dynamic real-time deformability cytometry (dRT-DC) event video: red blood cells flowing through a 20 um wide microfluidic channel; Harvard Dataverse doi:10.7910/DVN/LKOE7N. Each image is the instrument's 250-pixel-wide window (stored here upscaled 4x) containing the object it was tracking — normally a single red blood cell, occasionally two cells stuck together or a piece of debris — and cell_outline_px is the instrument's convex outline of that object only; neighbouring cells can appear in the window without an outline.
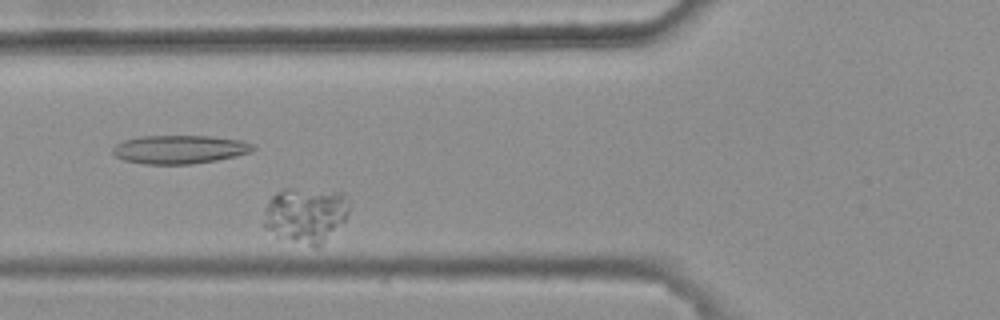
{"species": "common noctule bat (a hibernating species)", "species_latin": "Nyctalus noctula", "temperature_condition": "warm", "stored_images_in_passage": 32, "camera_frame_rate_fps": 3000, "um_per_image_px": 0.085, "animal": {"sex": "female", "body_mass_g": 25.1}, "frame": {"image": 1, "passage_image": 5, "time_ms": 1.333, "image_size_px": [1000, 320], "cell_outline_px": [[348, 212], [344, 220], [316, 248], [276, 236], [264, 228], [264, 224], [268, 200], [276, 192], [284, 188], [292, 188], [344, 192], [348, 196]], "centroid_in_image_um": [25.97, 18.24], "position_along_channel_um": 99.8, "area_um2": 27.34}}
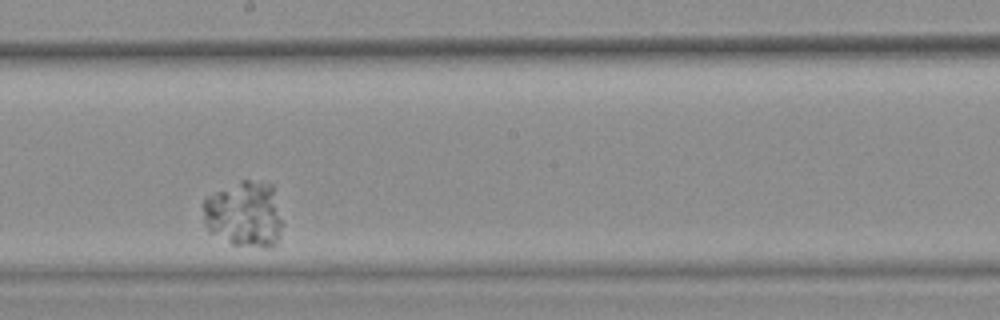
{"frame": {"image": 2, "passage_image": 17, "time_ms": 5.333, "image_size_px": [1000, 320], "cell_outline_px": [[284, 224], [280, 236], [276, 244], [272, 248], [268, 248], [232, 244], [208, 232], [204, 224], [204, 196], [240, 180], [248, 180], [272, 184]], "centroid_in_image_um": [20.78, 18.22], "position_along_channel_um": 227.4, "area_um2": 31.15}}
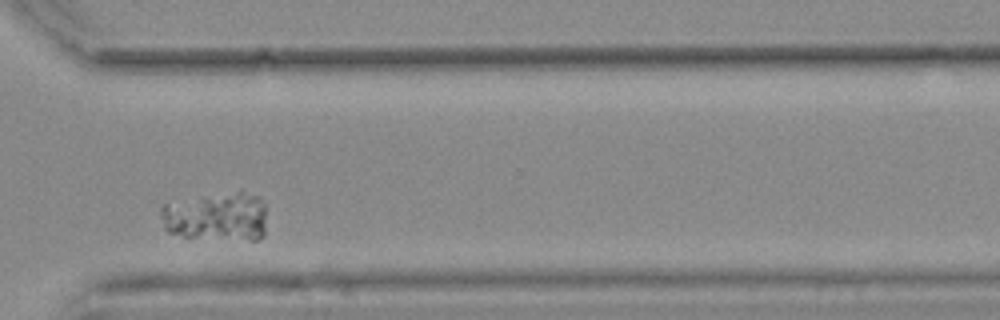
{"frame": {"image": 3, "passage_image": 28, "time_ms": 9.0, "image_size_px": [1000, 320], "cell_outline_px": [[264, 236], [256, 240], [252, 240], [184, 236], [168, 232], [164, 228], [160, 216], [160, 208], [164, 204], [200, 196], [240, 192], [256, 196], [264, 204]], "centroid_in_image_um": [18.37, 18.43], "position_along_channel_um": 352.2, "area_um2": 29.71}}